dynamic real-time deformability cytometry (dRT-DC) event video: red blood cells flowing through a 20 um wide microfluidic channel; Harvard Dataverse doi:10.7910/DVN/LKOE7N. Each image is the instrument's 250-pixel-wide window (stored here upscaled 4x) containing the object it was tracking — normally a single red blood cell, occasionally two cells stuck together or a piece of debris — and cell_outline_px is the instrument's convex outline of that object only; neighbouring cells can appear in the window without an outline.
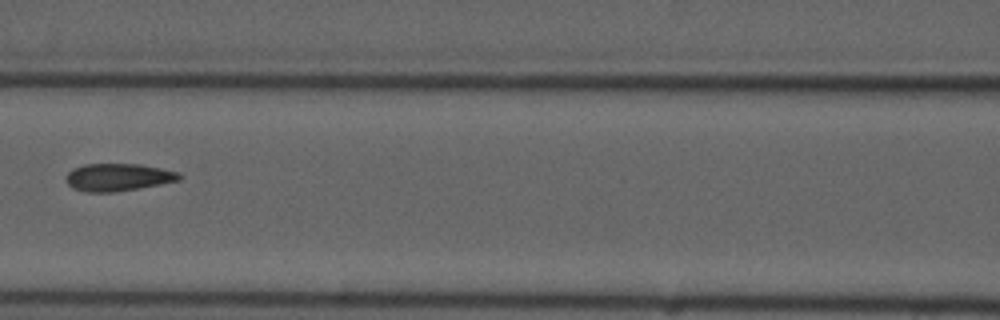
{"species": "common noctule bat (a hibernating species)", "species_latin": "Nyctalus noctula", "temperature_condition": "cold", "stored_images_in_passage": 9, "camera_frame_rate_fps": 3000, "um_per_image_px": 0.085, "animal": {"sex": "male", "forearm_length_mm": 52.5}, "frame": {"image": 1, "passage_image": 9, "time_ms": 9.333, "image_size_px": [1000, 320], "cell_outline_px": [[184, 176], [180, 180], [160, 184], [112, 192], [88, 192], [72, 188], [68, 184], [64, 176], [72, 168], [84, 164], [140, 164], [180, 172]], "centroid_in_image_um": [10.03, 15.05], "position_along_channel_um": 156.6, "area_um2": 18.21}}